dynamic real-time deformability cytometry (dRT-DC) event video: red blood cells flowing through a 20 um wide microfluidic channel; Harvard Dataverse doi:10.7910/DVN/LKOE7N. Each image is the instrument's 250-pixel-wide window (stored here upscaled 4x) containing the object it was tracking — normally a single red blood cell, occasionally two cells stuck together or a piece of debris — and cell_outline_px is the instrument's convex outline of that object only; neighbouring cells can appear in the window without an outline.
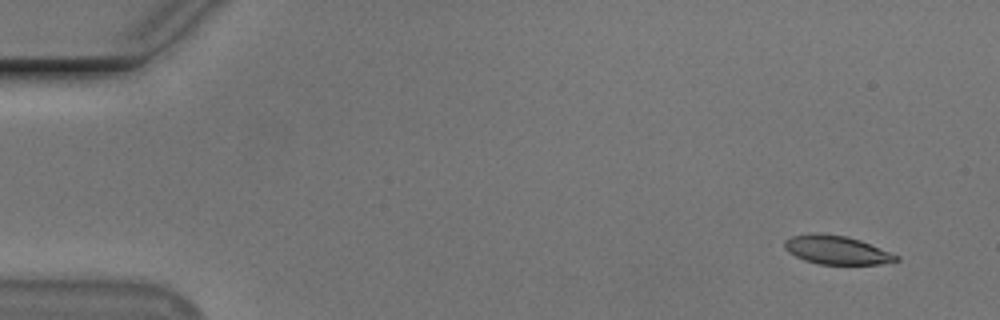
{"species": "Egyptian fruit bat (a non-hibernating species)", "species_latin": "Rousettus aegyptiacus", "temperature_condition": "cold", "stored_images_in_passage": 55, "camera_frame_rate_fps": 3000, "um_per_image_px": 0.085, "animal": {"sex": "male"}, "frame": {"image": 1, "passage_image": 3, "time_ms": 0.667, "image_size_px": [1000, 320], "cell_outline_px": [[900, 260], [880, 264], [820, 264], [804, 260], [788, 252], [784, 248], [784, 240], [792, 236], [820, 232], [848, 236], [860, 240], [900, 256]], "centroid_in_image_um": [71.11, 21.24], "position_along_channel_um": 13.9, "area_um2": 18.67}}
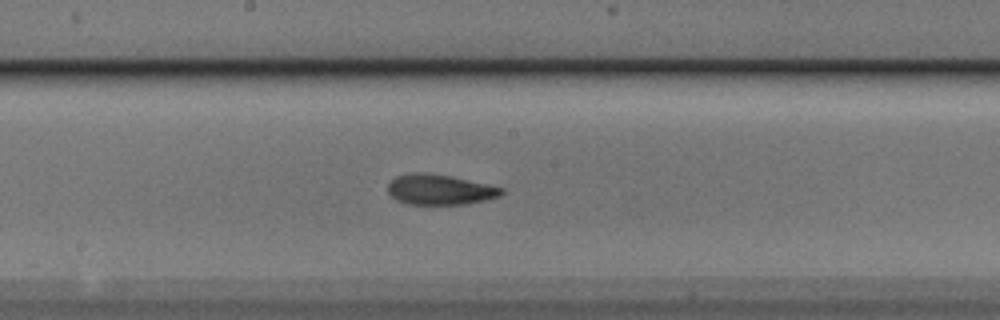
{"frame": {"image": 2, "passage_image": 29, "time_ms": 9.333, "image_size_px": [1000, 320], "cell_outline_px": [[504, 192], [500, 196], [468, 204], [408, 204], [396, 200], [388, 192], [388, 184], [396, 176], [416, 172], [448, 176], [488, 184], [504, 188]], "centroid_in_image_um": [37.39, 16.13], "position_along_channel_um": 210.8, "area_um2": 19.83}}
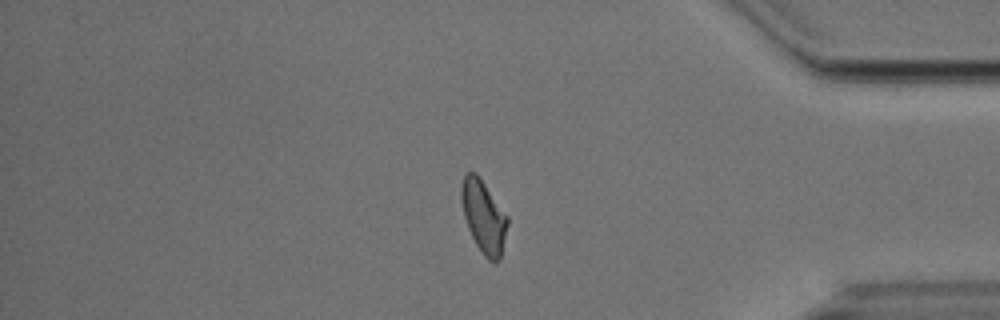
{"frame": {"image": 3, "passage_image": 46, "time_ms": 15.0, "image_size_px": [1000, 320], "cell_outline_px": [[508, 224], [500, 260], [488, 260], [484, 256], [476, 244], [468, 228], [464, 216], [460, 196], [460, 188], [464, 172], [476, 172], [508, 216]], "centroid_in_image_um": [41.09, 18.37], "position_along_channel_um": 394.1, "area_um2": 19.48}, "authors_computed_cell_mechanics": {"area_um2": 19.5364, "velocity_mm_per_s": 3.6949, "shape_relaxation_time_tau1_ms": 4.0666, "shape_relaxation_time_tau2_ms": 3.0791, "deformation_change_tau1": 0.1576, "deformation_change_tau2": 0.1114}}